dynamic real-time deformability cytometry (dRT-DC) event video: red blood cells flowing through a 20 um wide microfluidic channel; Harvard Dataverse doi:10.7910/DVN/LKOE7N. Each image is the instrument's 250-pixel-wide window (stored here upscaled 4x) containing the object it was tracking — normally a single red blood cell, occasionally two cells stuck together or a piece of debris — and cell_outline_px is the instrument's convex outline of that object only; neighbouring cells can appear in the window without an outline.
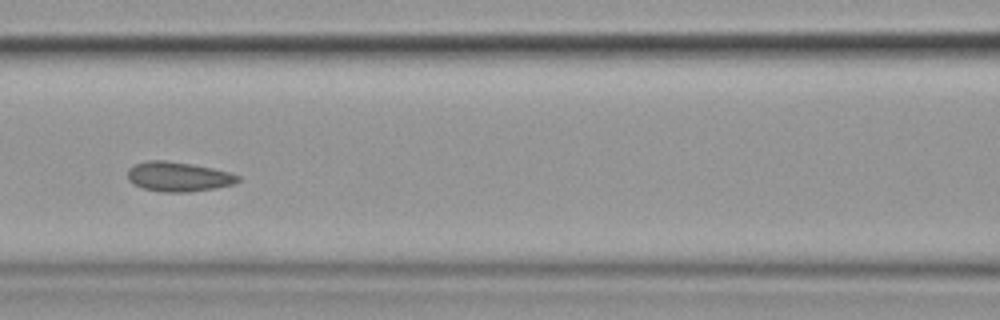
{"species": "common noctule bat (a hibernating species)", "species_latin": "Nyctalus noctula", "temperature_condition": "cold", "stored_images_in_passage": 9, "camera_frame_rate_fps": 3000, "um_per_image_px": 0.085, "animal": {"sex": "female", "body_mass_g": 19.9}, "frame": {"image": 1, "passage_image": 6, "time_ms": 5.667, "image_size_px": [1000, 320], "cell_outline_px": [[240, 180], [232, 184], [216, 188], [188, 192], [160, 192], [140, 188], [132, 184], [128, 180], [128, 168], [136, 164], [148, 160], [164, 160], [212, 168], [228, 172], [240, 176]], "centroid_in_image_um": [15.11, 15.03], "position_along_channel_um": 151.5, "area_um2": 19.02}}
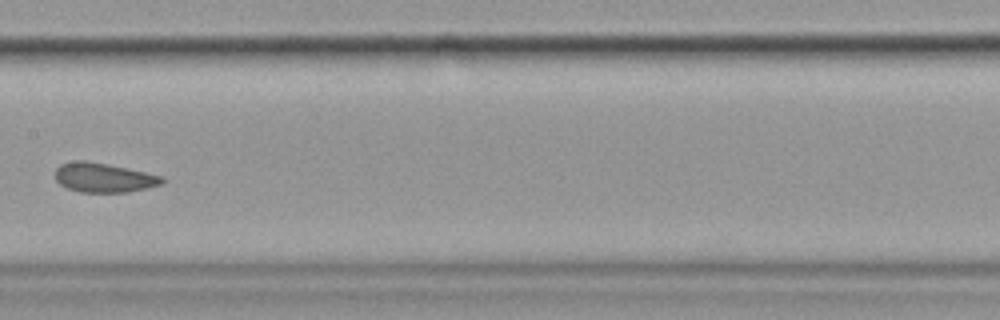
{"frame": {"image": 2, "passage_image": 7, "time_ms": 7.0, "image_size_px": [1000, 320], "cell_outline_px": [[164, 180], [160, 184], [128, 192], [80, 192], [68, 188], [60, 184], [56, 180], [56, 168], [60, 164], [72, 160], [84, 160], [108, 164], [128, 168], [164, 176]], "centroid_in_image_um": [8.79, 15.08], "position_along_channel_um": 198.6, "area_um2": 18.26}}
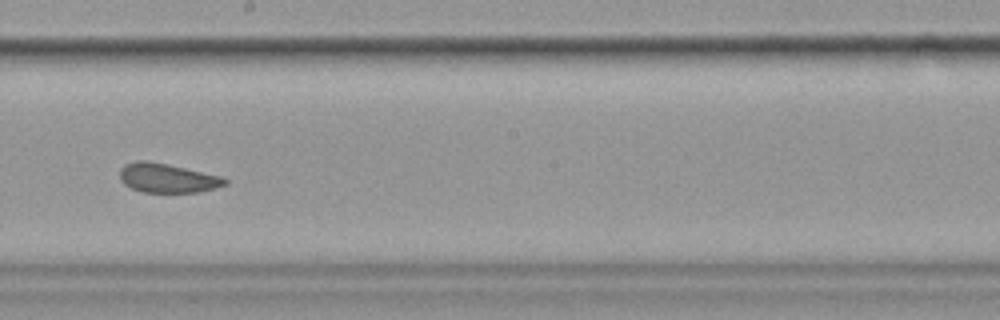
{"frame": {"image": 3, "passage_image": 8, "time_ms": 8.0, "image_size_px": [1000, 320], "cell_outline_px": [[228, 184], [216, 188], [200, 192], [140, 192], [124, 184], [120, 180], [120, 168], [124, 164], [136, 160], [144, 160], [184, 168], [220, 176], [228, 180]], "centroid_in_image_um": [14.2, 15.14], "position_along_channel_um": 234.0, "area_um2": 17.8}}